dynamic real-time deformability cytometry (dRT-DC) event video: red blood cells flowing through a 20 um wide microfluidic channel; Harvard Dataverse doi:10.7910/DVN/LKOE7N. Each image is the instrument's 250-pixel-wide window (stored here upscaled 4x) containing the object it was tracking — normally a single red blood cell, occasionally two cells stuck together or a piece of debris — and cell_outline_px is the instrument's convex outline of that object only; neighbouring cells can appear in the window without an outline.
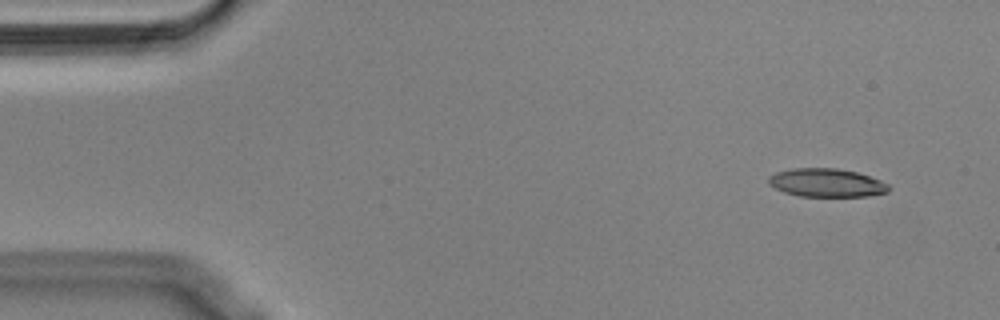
{"species": "Egyptian fruit bat (a non-hibernating species)", "species_latin": "Rousettus aegyptiacus", "temperature_condition": "cold", "stored_images_in_passage": 51, "camera_frame_rate_fps": 3000, "um_per_image_px": 0.085, "animal": {"sex": "male"}, "frame": {"image": 1, "passage_image": 1, "time_ms": 0.0, "image_size_px": [1000, 320], "cell_outline_px": [[892, 188], [888, 192], [868, 196], [800, 196], [784, 192], [768, 184], [768, 176], [776, 172], [792, 168], [836, 168], [856, 172], [880, 180], [888, 184]], "centroid_in_image_um": [70.25, 15.53], "position_along_channel_um": 14.7, "area_um2": 19.88}}
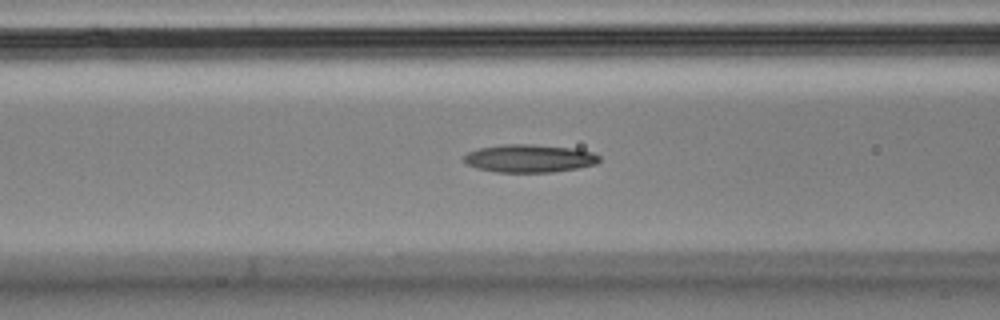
{"frame": {"image": 2, "passage_image": 18, "time_ms": 5.667, "image_size_px": [1000, 320], "cell_outline_px": [[600, 160], [596, 164], [576, 168], [552, 172], [496, 172], [476, 168], [460, 160], [468, 152], [480, 148], [504, 144], [532, 144], [576, 148], [592, 152], [600, 156]], "centroid_in_image_um": [44.99, 13.46], "position_along_channel_um": 121.6, "area_um2": 22.14}}
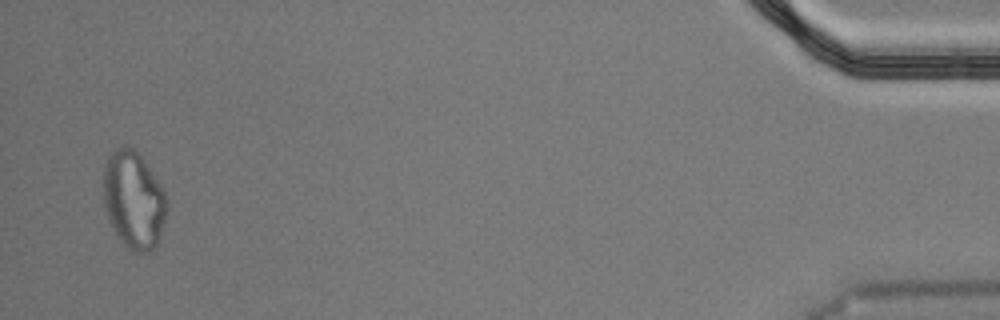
{"frame": {"image": 3, "passage_image": 50, "time_ms": 16.333, "image_size_px": [1000, 320], "cell_outline_px": [[168, 208], [156, 248], [152, 252], [136, 252], [128, 248], [120, 240], [112, 228], [108, 220], [104, 204], [104, 168], [108, 156], [116, 148], [124, 144], [132, 148], [144, 160], [160, 184], [164, 192]], "centroid_in_image_um": [11.36, 17.01], "position_along_channel_um": 423.8, "area_um2": 36.01}, "authors_computed_cell_mechanics": {"area_um2": 21.4438, "velocity_mm_per_s": 3.6288, "shape_relaxation_time_tau1_ms": null, "shape_relaxation_time_tau2_ms": 8.5162, "deformation_change_tau1": null, "deformation_change_tau2": 0.2045}}